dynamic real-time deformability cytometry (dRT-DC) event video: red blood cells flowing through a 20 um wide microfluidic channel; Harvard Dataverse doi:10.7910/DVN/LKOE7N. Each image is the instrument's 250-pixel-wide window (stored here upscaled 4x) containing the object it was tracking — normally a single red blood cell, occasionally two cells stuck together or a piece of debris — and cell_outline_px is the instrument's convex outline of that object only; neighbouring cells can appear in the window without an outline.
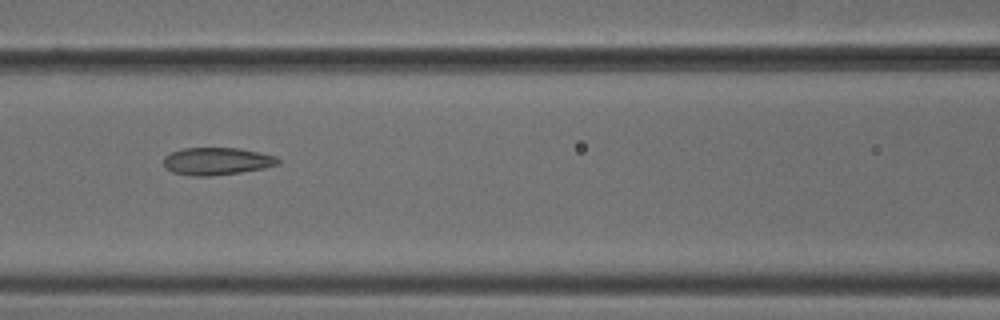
{"species": "common noctule bat (a hibernating species)", "species_latin": "Nyctalus noctula", "temperature_condition": "cold", "stored_images_in_passage": 7, "camera_frame_rate_fps": 3000, "um_per_image_px": 0.085, "animal": {"sex": "male", "body_mass_g": 18.8}, "frame": {"image": 1, "passage_image": 5, "time_ms": 1.333, "image_size_px": [1000, 320], "cell_outline_px": [[280, 164], [264, 168], [240, 172], [208, 176], [192, 176], [172, 172], [164, 168], [164, 156], [172, 152], [184, 148], [240, 148], [276, 156], [280, 160]], "centroid_in_image_um": [18.42, 13.7], "position_along_channel_um": 148.2, "area_um2": 18.32}}
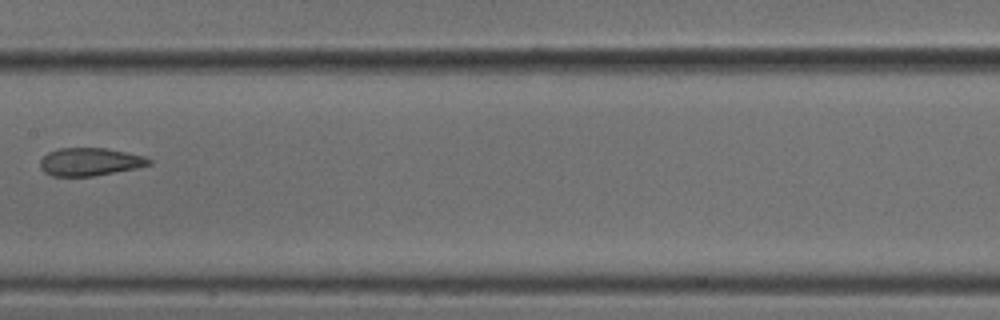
{"frame": {"image": 2, "passage_image": 6, "time_ms": 1.667, "image_size_px": [1000, 320], "cell_outline_px": [[152, 164], [136, 168], [92, 176], [52, 176], [44, 172], [40, 168], [40, 160], [48, 152], [60, 148], [104, 148], [144, 156], [152, 160]], "centroid_in_image_um": [7.62, 13.75], "position_along_channel_um": 199.8, "area_um2": 17.57}}
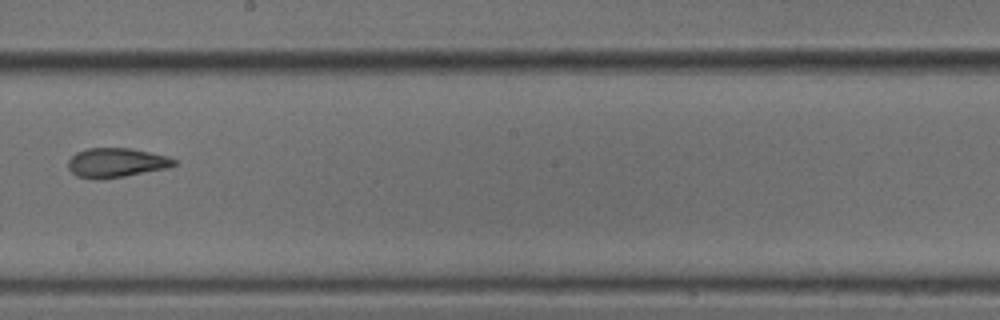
{"frame": {"image": 3, "passage_image": 7, "time_ms": 2.0, "image_size_px": [1000, 320], "cell_outline_px": [[176, 164], [168, 168], [124, 176], [100, 180], [76, 176], [68, 168], [68, 160], [76, 152], [88, 148], [132, 148], [168, 156], [176, 160]], "centroid_in_image_um": [9.88, 13.83], "position_along_channel_um": 238.3, "area_um2": 18.21}}